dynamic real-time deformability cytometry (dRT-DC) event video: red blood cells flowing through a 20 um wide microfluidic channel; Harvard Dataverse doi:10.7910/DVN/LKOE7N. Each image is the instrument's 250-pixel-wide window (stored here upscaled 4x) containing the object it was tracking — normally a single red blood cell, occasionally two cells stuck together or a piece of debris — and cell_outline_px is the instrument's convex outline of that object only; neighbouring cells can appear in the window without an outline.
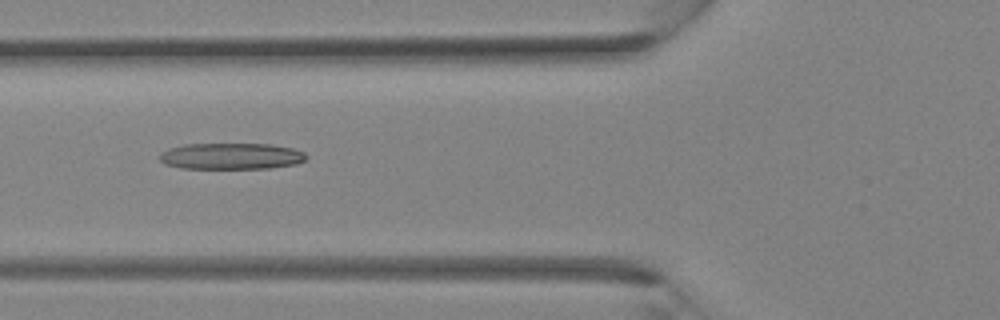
{"species": "Egyptian fruit bat (a non-hibernating species)", "species_latin": "Rousettus aegyptiacus", "temperature_condition": "room temperature", "stored_images_in_passage": 36, "camera_frame_rate_fps": 3000, "um_per_image_px": 0.085, "animal": {"sex": "female"}, "frame": {"image": 1, "passage_image": 14, "time_ms": 4.333, "image_size_px": [1000, 320], "cell_outline_px": [[308, 156], [304, 160], [296, 164], [272, 168], [180, 168], [164, 164], [160, 160], [160, 156], [168, 148], [184, 144], [272, 144], [292, 148], [304, 152]], "centroid_in_image_um": [19.67, 13.27], "position_along_channel_um": 106.1, "area_um2": 22.48}}
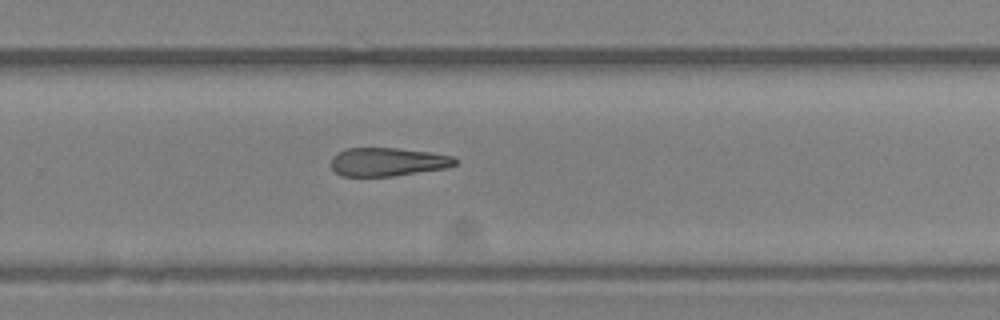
{"frame": {"image": 2, "passage_image": 24, "time_ms": 7.667, "image_size_px": [1000, 320], "cell_outline_px": [[456, 164], [448, 168], [392, 176], [344, 176], [336, 172], [332, 168], [332, 156], [344, 148], [396, 148], [432, 152], [452, 156], [456, 160]], "centroid_in_image_um": [32.96, 13.75], "position_along_channel_um": 296.8, "area_um2": 20.58}}
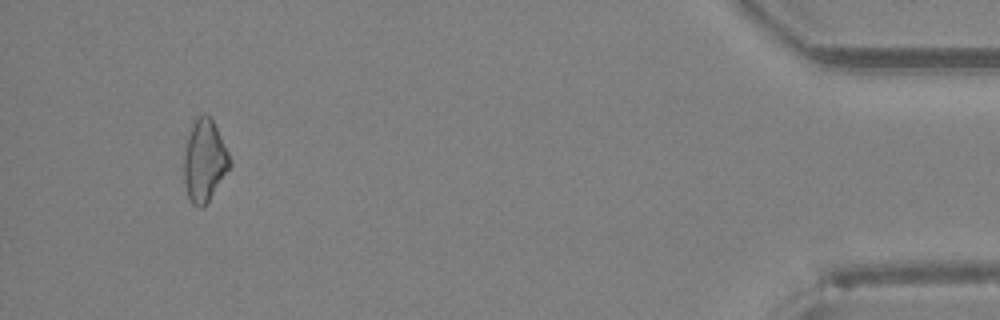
{"frame": {"image": 3, "passage_image": 34, "time_ms": 11.0, "image_size_px": [1000, 320], "cell_outline_px": [[232, 164], [204, 208], [200, 208], [192, 204], [188, 196], [184, 184], [184, 156], [188, 136], [196, 116], [204, 112], [212, 120], [232, 160]], "centroid_in_image_um": [17.38, 13.69], "position_along_channel_um": 417.8, "area_um2": 21.79}}